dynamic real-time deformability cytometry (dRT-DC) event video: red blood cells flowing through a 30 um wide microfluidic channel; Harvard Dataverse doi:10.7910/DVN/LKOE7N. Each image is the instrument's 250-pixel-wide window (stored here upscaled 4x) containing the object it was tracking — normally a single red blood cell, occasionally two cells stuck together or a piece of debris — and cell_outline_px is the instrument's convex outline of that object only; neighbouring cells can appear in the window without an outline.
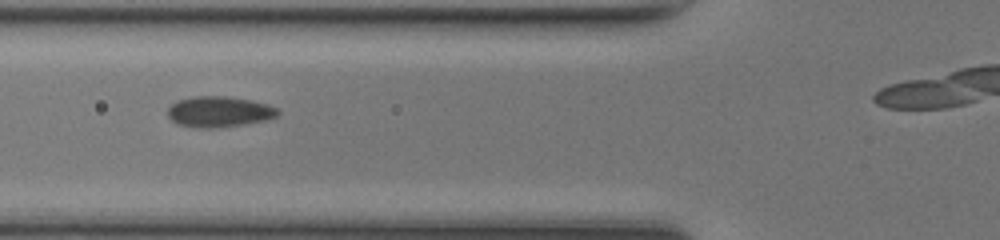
{"species": "common noctule bat (a hibernating species)", "species_latin": "Nyctalus noctula", "temperature_condition": "room temperature", "stored_images_in_passage": 25, "camera_frame_rate_fps": 3000, "um_per_image_px": 0.085, "animal": {"sex": "female", "body_mass_g": 17.0, "forearm_length_mm": 48.0}, "frame": {"image": 1, "passage_image": 4, "time_ms": 1.0, "image_size_px": [1000, 240], "cell_outline_px": [[280, 112], [276, 116], [264, 120], [244, 124], [212, 128], [200, 128], [176, 124], [168, 116], [168, 108], [176, 100], [192, 96], [224, 96], [252, 100], [268, 104], [276, 108]], "centroid_in_image_um": [18.59, 9.49], "position_along_channel_um": 107.2, "area_um2": 19.71}}
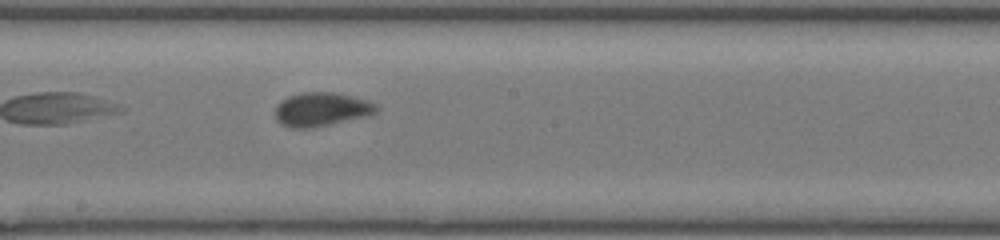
{"frame": {"image": 2, "passage_image": 12, "time_ms": 3.667, "image_size_px": [1000, 240], "cell_outline_px": [[380, 108], [376, 112], [368, 116], [308, 128], [292, 128], [280, 124], [276, 120], [276, 104], [280, 100], [288, 96], [304, 92], [332, 92], [352, 96], [368, 100], [376, 104]], "centroid_in_image_um": [27.31, 9.28], "position_along_channel_um": 220.9, "area_um2": 19.94}}
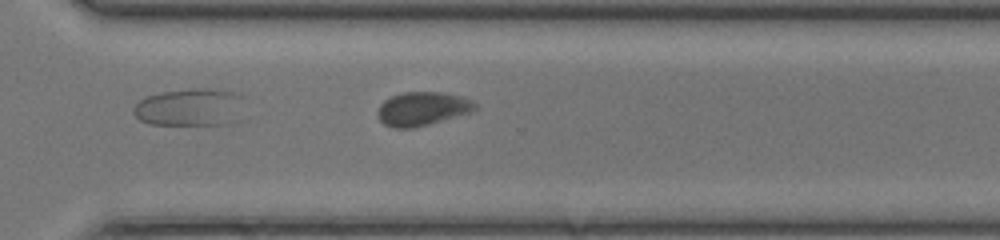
{"frame": {"image": 3, "passage_image": 20, "time_ms": 6.333, "image_size_px": [1000, 240], "cell_outline_px": [[476, 108], [468, 112], [428, 124], [412, 128], [392, 128], [384, 124], [376, 116], [376, 112], [380, 104], [384, 100], [392, 96], [404, 92], [444, 92], [460, 96], [472, 100], [476, 104]], "centroid_in_image_um": [35.83, 9.24], "position_along_channel_um": 334.8, "area_um2": 18.96}}